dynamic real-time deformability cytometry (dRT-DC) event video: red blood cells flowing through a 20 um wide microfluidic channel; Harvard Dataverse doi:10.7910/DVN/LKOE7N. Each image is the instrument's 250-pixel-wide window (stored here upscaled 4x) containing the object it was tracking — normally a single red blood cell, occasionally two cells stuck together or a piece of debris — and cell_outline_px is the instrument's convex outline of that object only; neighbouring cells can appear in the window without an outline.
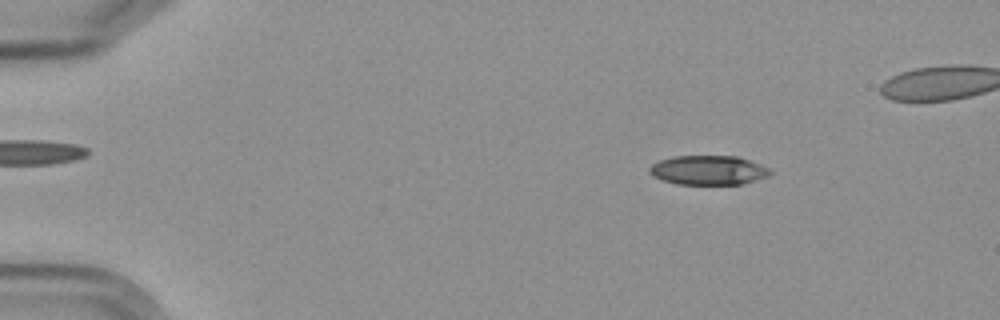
{"species": "Egyptian fruit bat (a non-hibernating species)", "species_latin": "Rousettus aegyptiacus", "temperature_condition": "cold", "stored_images_in_passage": 8, "camera_frame_rate_fps": 3000, "um_per_image_px": 0.085, "frame": {"image": 1, "passage_image": 2, "time_ms": 1.0, "image_size_px": [1000, 320], "cell_outline_px": [[772, 172], [768, 176], [740, 184], [676, 184], [652, 176], [648, 172], [648, 168], [652, 164], [660, 160], [672, 156], [736, 156], [772, 168]], "centroid_in_image_um": [60.19, 14.46], "position_along_channel_um": 24.8, "area_um2": 20.63}}
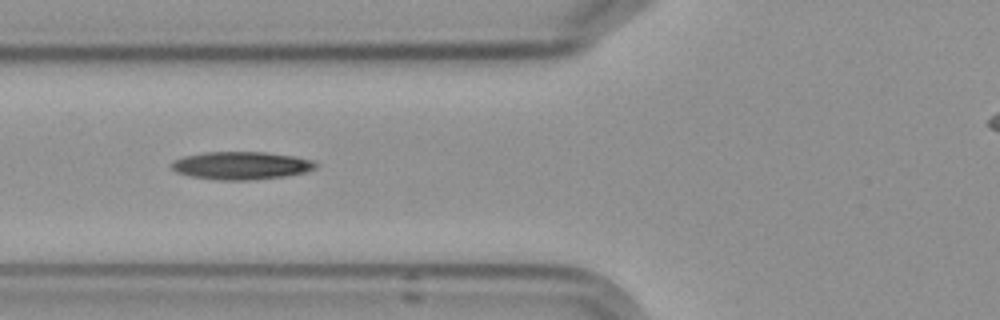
{"frame": {"image": 2, "passage_image": 6, "time_ms": 5.667, "image_size_px": [1000, 320], "cell_outline_px": [[316, 168], [304, 172], [284, 176], [248, 180], [216, 180], [192, 176], [176, 172], [172, 168], [172, 164], [176, 160], [184, 156], [208, 152], [264, 152], [296, 156], [312, 160], [316, 164]], "centroid_in_image_um": [20.52, 14.07], "position_along_channel_um": 105.3, "area_um2": 23.12}}
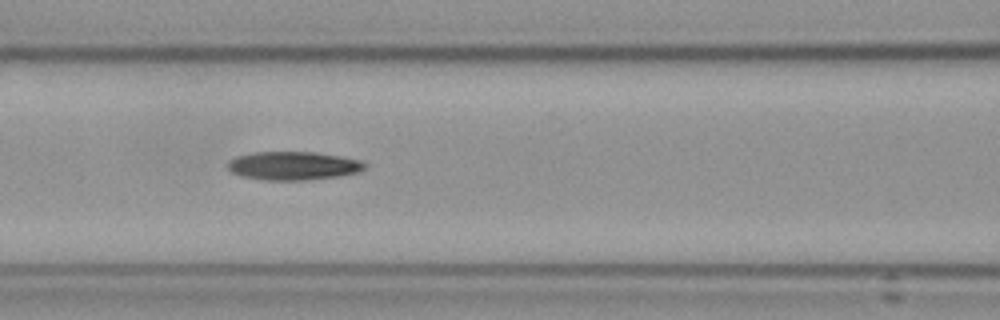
{"frame": {"image": 3, "passage_image": 7, "time_ms": 6.667, "image_size_px": [1000, 320], "cell_outline_px": [[368, 164], [364, 168], [356, 172], [336, 176], [304, 180], [264, 180], [240, 176], [232, 172], [228, 168], [228, 160], [236, 156], [252, 152], [312, 152], [340, 156], [360, 160]], "centroid_in_image_um": [24.87, 14.08], "position_along_channel_um": 141.7, "area_um2": 22.6}}